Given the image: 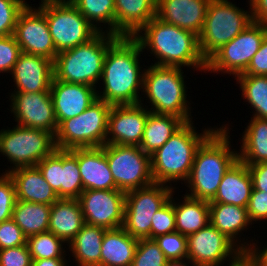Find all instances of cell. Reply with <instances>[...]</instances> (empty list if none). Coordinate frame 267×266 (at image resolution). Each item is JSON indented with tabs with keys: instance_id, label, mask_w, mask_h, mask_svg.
Segmentation results:
<instances>
[{
	"instance_id": "1",
	"label": "cell",
	"mask_w": 267,
	"mask_h": 266,
	"mask_svg": "<svg viewBox=\"0 0 267 266\" xmlns=\"http://www.w3.org/2000/svg\"><path fill=\"white\" fill-rule=\"evenodd\" d=\"M144 51L134 37H119L105 55L97 98L111 105L139 104L144 71L139 57ZM100 92V93H99Z\"/></svg>"
},
{
	"instance_id": "2",
	"label": "cell",
	"mask_w": 267,
	"mask_h": 266,
	"mask_svg": "<svg viewBox=\"0 0 267 266\" xmlns=\"http://www.w3.org/2000/svg\"><path fill=\"white\" fill-rule=\"evenodd\" d=\"M134 38L142 50L149 49L158 60L154 65L170 67H193L206 72L207 61L199 48L195 33L163 22L156 16Z\"/></svg>"
},
{
	"instance_id": "3",
	"label": "cell",
	"mask_w": 267,
	"mask_h": 266,
	"mask_svg": "<svg viewBox=\"0 0 267 266\" xmlns=\"http://www.w3.org/2000/svg\"><path fill=\"white\" fill-rule=\"evenodd\" d=\"M226 124L216 128L198 147L185 186L190 193L185 195L211 201L228 169L239 159L238 151L230 147V131Z\"/></svg>"
},
{
	"instance_id": "4",
	"label": "cell",
	"mask_w": 267,
	"mask_h": 266,
	"mask_svg": "<svg viewBox=\"0 0 267 266\" xmlns=\"http://www.w3.org/2000/svg\"><path fill=\"white\" fill-rule=\"evenodd\" d=\"M193 122H186L162 147L150 155L154 183L173 187L170 183L180 180L185 184L191 172L196 150L216 129L207 127L202 133H198Z\"/></svg>"
},
{
	"instance_id": "5",
	"label": "cell",
	"mask_w": 267,
	"mask_h": 266,
	"mask_svg": "<svg viewBox=\"0 0 267 266\" xmlns=\"http://www.w3.org/2000/svg\"><path fill=\"white\" fill-rule=\"evenodd\" d=\"M119 37L99 32L94 38L57 54L53 62L54 78L66 83L97 87L108 48Z\"/></svg>"
},
{
	"instance_id": "6",
	"label": "cell",
	"mask_w": 267,
	"mask_h": 266,
	"mask_svg": "<svg viewBox=\"0 0 267 266\" xmlns=\"http://www.w3.org/2000/svg\"><path fill=\"white\" fill-rule=\"evenodd\" d=\"M144 70L143 92L151 103L150 112L174 115L185 123L192 121L187 98L185 75L181 67L159 66L153 63ZM188 103V104H187ZM191 117V118H190Z\"/></svg>"
},
{
	"instance_id": "7",
	"label": "cell",
	"mask_w": 267,
	"mask_h": 266,
	"mask_svg": "<svg viewBox=\"0 0 267 266\" xmlns=\"http://www.w3.org/2000/svg\"><path fill=\"white\" fill-rule=\"evenodd\" d=\"M252 22L251 11L241 9L228 0H210L204 27L198 36L202 56L207 61Z\"/></svg>"
},
{
	"instance_id": "8",
	"label": "cell",
	"mask_w": 267,
	"mask_h": 266,
	"mask_svg": "<svg viewBox=\"0 0 267 266\" xmlns=\"http://www.w3.org/2000/svg\"><path fill=\"white\" fill-rule=\"evenodd\" d=\"M111 107V104L97 98L80 115L64 120L55 135L57 149L104 146Z\"/></svg>"
},
{
	"instance_id": "9",
	"label": "cell",
	"mask_w": 267,
	"mask_h": 266,
	"mask_svg": "<svg viewBox=\"0 0 267 266\" xmlns=\"http://www.w3.org/2000/svg\"><path fill=\"white\" fill-rule=\"evenodd\" d=\"M38 8L45 14L57 53L86 43L99 33L71 0H41Z\"/></svg>"
},
{
	"instance_id": "10",
	"label": "cell",
	"mask_w": 267,
	"mask_h": 266,
	"mask_svg": "<svg viewBox=\"0 0 267 266\" xmlns=\"http://www.w3.org/2000/svg\"><path fill=\"white\" fill-rule=\"evenodd\" d=\"M57 149L55 135L43 129L15 125L0 131V154L13 164L3 173L16 168L36 166Z\"/></svg>"
},
{
	"instance_id": "11",
	"label": "cell",
	"mask_w": 267,
	"mask_h": 266,
	"mask_svg": "<svg viewBox=\"0 0 267 266\" xmlns=\"http://www.w3.org/2000/svg\"><path fill=\"white\" fill-rule=\"evenodd\" d=\"M175 187L152 183L126 192L122 228L136 239H151L153 215L169 200Z\"/></svg>"
},
{
	"instance_id": "12",
	"label": "cell",
	"mask_w": 267,
	"mask_h": 266,
	"mask_svg": "<svg viewBox=\"0 0 267 266\" xmlns=\"http://www.w3.org/2000/svg\"><path fill=\"white\" fill-rule=\"evenodd\" d=\"M266 35L267 25L253 21L207 60L206 71L232 74L235 77L242 74Z\"/></svg>"
},
{
	"instance_id": "13",
	"label": "cell",
	"mask_w": 267,
	"mask_h": 266,
	"mask_svg": "<svg viewBox=\"0 0 267 266\" xmlns=\"http://www.w3.org/2000/svg\"><path fill=\"white\" fill-rule=\"evenodd\" d=\"M117 189L128 192L154 183L150 155L139 146H103Z\"/></svg>"
},
{
	"instance_id": "14",
	"label": "cell",
	"mask_w": 267,
	"mask_h": 266,
	"mask_svg": "<svg viewBox=\"0 0 267 266\" xmlns=\"http://www.w3.org/2000/svg\"><path fill=\"white\" fill-rule=\"evenodd\" d=\"M187 259L194 266L235 264L244 253L211 223L187 236ZM232 259V260H231Z\"/></svg>"
},
{
	"instance_id": "15",
	"label": "cell",
	"mask_w": 267,
	"mask_h": 266,
	"mask_svg": "<svg viewBox=\"0 0 267 266\" xmlns=\"http://www.w3.org/2000/svg\"><path fill=\"white\" fill-rule=\"evenodd\" d=\"M126 192L119 189L84 190L78 197L85 224L105 229L123 226Z\"/></svg>"
},
{
	"instance_id": "16",
	"label": "cell",
	"mask_w": 267,
	"mask_h": 266,
	"mask_svg": "<svg viewBox=\"0 0 267 266\" xmlns=\"http://www.w3.org/2000/svg\"><path fill=\"white\" fill-rule=\"evenodd\" d=\"M59 199H78L83 190L77 158L56 149L36 165Z\"/></svg>"
},
{
	"instance_id": "17",
	"label": "cell",
	"mask_w": 267,
	"mask_h": 266,
	"mask_svg": "<svg viewBox=\"0 0 267 266\" xmlns=\"http://www.w3.org/2000/svg\"><path fill=\"white\" fill-rule=\"evenodd\" d=\"M14 38L21 48V52L46 57L53 62L57 51L50 34L45 14L37 7L29 4L20 12Z\"/></svg>"
},
{
	"instance_id": "18",
	"label": "cell",
	"mask_w": 267,
	"mask_h": 266,
	"mask_svg": "<svg viewBox=\"0 0 267 266\" xmlns=\"http://www.w3.org/2000/svg\"><path fill=\"white\" fill-rule=\"evenodd\" d=\"M10 111L16 124L56 135L58 124L50 92H12Z\"/></svg>"
},
{
	"instance_id": "19",
	"label": "cell",
	"mask_w": 267,
	"mask_h": 266,
	"mask_svg": "<svg viewBox=\"0 0 267 266\" xmlns=\"http://www.w3.org/2000/svg\"><path fill=\"white\" fill-rule=\"evenodd\" d=\"M144 106L142 102L112 105L108 114L106 144L140 146L150 113L148 106Z\"/></svg>"
},
{
	"instance_id": "20",
	"label": "cell",
	"mask_w": 267,
	"mask_h": 266,
	"mask_svg": "<svg viewBox=\"0 0 267 266\" xmlns=\"http://www.w3.org/2000/svg\"><path fill=\"white\" fill-rule=\"evenodd\" d=\"M10 75L16 84L13 92H50L54 77L53 61L21 52Z\"/></svg>"
},
{
	"instance_id": "21",
	"label": "cell",
	"mask_w": 267,
	"mask_h": 266,
	"mask_svg": "<svg viewBox=\"0 0 267 266\" xmlns=\"http://www.w3.org/2000/svg\"><path fill=\"white\" fill-rule=\"evenodd\" d=\"M58 126L84 112L96 99L97 88L85 84L66 83L54 77L50 86Z\"/></svg>"
},
{
	"instance_id": "22",
	"label": "cell",
	"mask_w": 267,
	"mask_h": 266,
	"mask_svg": "<svg viewBox=\"0 0 267 266\" xmlns=\"http://www.w3.org/2000/svg\"><path fill=\"white\" fill-rule=\"evenodd\" d=\"M210 0H157L156 17L200 35Z\"/></svg>"
},
{
	"instance_id": "23",
	"label": "cell",
	"mask_w": 267,
	"mask_h": 266,
	"mask_svg": "<svg viewBox=\"0 0 267 266\" xmlns=\"http://www.w3.org/2000/svg\"><path fill=\"white\" fill-rule=\"evenodd\" d=\"M69 151L77 158L83 190L117 189L103 146Z\"/></svg>"
},
{
	"instance_id": "24",
	"label": "cell",
	"mask_w": 267,
	"mask_h": 266,
	"mask_svg": "<svg viewBox=\"0 0 267 266\" xmlns=\"http://www.w3.org/2000/svg\"><path fill=\"white\" fill-rule=\"evenodd\" d=\"M115 35L134 37L156 16L157 0H114Z\"/></svg>"
},
{
	"instance_id": "25",
	"label": "cell",
	"mask_w": 267,
	"mask_h": 266,
	"mask_svg": "<svg viewBox=\"0 0 267 266\" xmlns=\"http://www.w3.org/2000/svg\"><path fill=\"white\" fill-rule=\"evenodd\" d=\"M8 174L14 181L17 200L53 205L59 199L37 166L16 168Z\"/></svg>"
},
{
	"instance_id": "26",
	"label": "cell",
	"mask_w": 267,
	"mask_h": 266,
	"mask_svg": "<svg viewBox=\"0 0 267 266\" xmlns=\"http://www.w3.org/2000/svg\"><path fill=\"white\" fill-rule=\"evenodd\" d=\"M209 208L210 223L245 253L250 248V244L243 240V243H240L239 237L242 231L247 230V227L252 224L247 209L225 203H209Z\"/></svg>"
},
{
	"instance_id": "27",
	"label": "cell",
	"mask_w": 267,
	"mask_h": 266,
	"mask_svg": "<svg viewBox=\"0 0 267 266\" xmlns=\"http://www.w3.org/2000/svg\"><path fill=\"white\" fill-rule=\"evenodd\" d=\"M252 188L248 166L238 159L224 174L215 197L209 203H225L246 208Z\"/></svg>"
},
{
	"instance_id": "28",
	"label": "cell",
	"mask_w": 267,
	"mask_h": 266,
	"mask_svg": "<svg viewBox=\"0 0 267 266\" xmlns=\"http://www.w3.org/2000/svg\"><path fill=\"white\" fill-rule=\"evenodd\" d=\"M85 225L84 216L78 199H58L51 205L49 228L66 245Z\"/></svg>"
},
{
	"instance_id": "29",
	"label": "cell",
	"mask_w": 267,
	"mask_h": 266,
	"mask_svg": "<svg viewBox=\"0 0 267 266\" xmlns=\"http://www.w3.org/2000/svg\"><path fill=\"white\" fill-rule=\"evenodd\" d=\"M138 239L122 227L105 231L101 247V266H131Z\"/></svg>"
},
{
	"instance_id": "30",
	"label": "cell",
	"mask_w": 267,
	"mask_h": 266,
	"mask_svg": "<svg viewBox=\"0 0 267 266\" xmlns=\"http://www.w3.org/2000/svg\"><path fill=\"white\" fill-rule=\"evenodd\" d=\"M107 229L85 224L67 245L77 266H101L102 240Z\"/></svg>"
},
{
	"instance_id": "31",
	"label": "cell",
	"mask_w": 267,
	"mask_h": 266,
	"mask_svg": "<svg viewBox=\"0 0 267 266\" xmlns=\"http://www.w3.org/2000/svg\"><path fill=\"white\" fill-rule=\"evenodd\" d=\"M182 202H175L173 208L176 220V231L188 236L196 233L210 223L209 201L194 199L184 195Z\"/></svg>"
},
{
	"instance_id": "32",
	"label": "cell",
	"mask_w": 267,
	"mask_h": 266,
	"mask_svg": "<svg viewBox=\"0 0 267 266\" xmlns=\"http://www.w3.org/2000/svg\"><path fill=\"white\" fill-rule=\"evenodd\" d=\"M185 122L174 115L150 112L147 117L140 148L148 155L162 147Z\"/></svg>"
},
{
	"instance_id": "33",
	"label": "cell",
	"mask_w": 267,
	"mask_h": 266,
	"mask_svg": "<svg viewBox=\"0 0 267 266\" xmlns=\"http://www.w3.org/2000/svg\"><path fill=\"white\" fill-rule=\"evenodd\" d=\"M248 124L238 158L246 165L267 162V120L252 117Z\"/></svg>"
},
{
	"instance_id": "34",
	"label": "cell",
	"mask_w": 267,
	"mask_h": 266,
	"mask_svg": "<svg viewBox=\"0 0 267 266\" xmlns=\"http://www.w3.org/2000/svg\"><path fill=\"white\" fill-rule=\"evenodd\" d=\"M51 205L17 200L12 219L22 229L26 237L47 232Z\"/></svg>"
},
{
	"instance_id": "35",
	"label": "cell",
	"mask_w": 267,
	"mask_h": 266,
	"mask_svg": "<svg viewBox=\"0 0 267 266\" xmlns=\"http://www.w3.org/2000/svg\"><path fill=\"white\" fill-rule=\"evenodd\" d=\"M71 2L98 32H106L115 35L114 0H71ZM101 23L106 26L103 27L107 28L105 31L101 27L103 26Z\"/></svg>"
},
{
	"instance_id": "36",
	"label": "cell",
	"mask_w": 267,
	"mask_h": 266,
	"mask_svg": "<svg viewBox=\"0 0 267 266\" xmlns=\"http://www.w3.org/2000/svg\"><path fill=\"white\" fill-rule=\"evenodd\" d=\"M235 80L242 90V97L255 110L252 116L267 120V76L240 74Z\"/></svg>"
},
{
	"instance_id": "37",
	"label": "cell",
	"mask_w": 267,
	"mask_h": 266,
	"mask_svg": "<svg viewBox=\"0 0 267 266\" xmlns=\"http://www.w3.org/2000/svg\"><path fill=\"white\" fill-rule=\"evenodd\" d=\"M26 244L32 260L65 259L67 256L63 248L65 242L49 231L27 237Z\"/></svg>"
},
{
	"instance_id": "38",
	"label": "cell",
	"mask_w": 267,
	"mask_h": 266,
	"mask_svg": "<svg viewBox=\"0 0 267 266\" xmlns=\"http://www.w3.org/2000/svg\"><path fill=\"white\" fill-rule=\"evenodd\" d=\"M167 261L154 239H138L131 266H165Z\"/></svg>"
},
{
	"instance_id": "39",
	"label": "cell",
	"mask_w": 267,
	"mask_h": 266,
	"mask_svg": "<svg viewBox=\"0 0 267 266\" xmlns=\"http://www.w3.org/2000/svg\"><path fill=\"white\" fill-rule=\"evenodd\" d=\"M154 240L168 260L187 259V236L174 231L157 236Z\"/></svg>"
},
{
	"instance_id": "40",
	"label": "cell",
	"mask_w": 267,
	"mask_h": 266,
	"mask_svg": "<svg viewBox=\"0 0 267 266\" xmlns=\"http://www.w3.org/2000/svg\"><path fill=\"white\" fill-rule=\"evenodd\" d=\"M27 4L25 0H0V36L13 35L18 16Z\"/></svg>"
},
{
	"instance_id": "41",
	"label": "cell",
	"mask_w": 267,
	"mask_h": 266,
	"mask_svg": "<svg viewBox=\"0 0 267 266\" xmlns=\"http://www.w3.org/2000/svg\"><path fill=\"white\" fill-rule=\"evenodd\" d=\"M173 194L170 200L152 217L151 239L176 231V220L173 208Z\"/></svg>"
},
{
	"instance_id": "42",
	"label": "cell",
	"mask_w": 267,
	"mask_h": 266,
	"mask_svg": "<svg viewBox=\"0 0 267 266\" xmlns=\"http://www.w3.org/2000/svg\"><path fill=\"white\" fill-rule=\"evenodd\" d=\"M17 201L15 185L8 173L0 175V223L12 218Z\"/></svg>"
},
{
	"instance_id": "43",
	"label": "cell",
	"mask_w": 267,
	"mask_h": 266,
	"mask_svg": "<svg viewBox=\"0 0 267 266\" xmlns=\"http://www.w3.org/2000/svg\"><path fill=\"white\" fill-rule=\"evenodd\" d=\"M21 53V48L13 35L0 36V73L12 72Z\"/></svg>"
},
{
	"instance_id": "44",
	"label": "cell",
	"mask_w": 267,
	"mask_h": 266,
	"mask_svg": "<svg viewBox=\"0 0 267 266\" xmlns=\"http://www.w3.org/2000/svg\"><path fill=\"white\" fill-rule=\"evenodd\" d=\"M27 237L11 218L0 223V250L26 245Z\"/></svg>"
},
{
	"instance_id": "45",
	"label": "cell",
	"mask_w": 267,
	"mask_h": 266,
	"mask_svg": "<svg viewBox=\"0 0 267 266\" xmlns=\"http://www.w3.org/2000/svg\"><path fill=\"white\" fill-rule=\"evenodd\" d=\"M0 266H32L27 244L0 250Z\"/></svg>"
},
{
	"instance_id": "46",
	"label": "cell",
	"mask_w": 267,
	"mask_h": 266,
	"mask_svg": "<svg viewBox=\"0 0 267 266\" xmlns=\"http://www.w3.org/2000/svg\"><path fill=\"white\" fill-rule=\"evenodd\" d=\"M251 223L267 219V192L252 188L250 200L246 207Z\"/></svg>"
},
{
	"instance_id": "47",
	"label": "cell",
	"mask_w": 267,
	"mask_h": 266,
	"mask_svg": "<svg viewBox=\"0 0 267 266\" xmlns=\"http://www.w3.org/2000/svg\"><path fill=\"white\" fill-rule=\"evenodd\" d=\"M242 74L267 76V35L262 41L260 49L252 57L247 69Z\"/></svg>"
},
{
	"instance_id": "48",
	"label": "cell",
	"mask_w": 267,
	"mask_h": 266,
	"mask_svg": "<svg viewBox=\"0 0 267 266\" xmlns=\"http://www.w3.org/2000/svg\"><path fill=\"white\" fill-rule=\"evenodd\" d=\"M253 189L267 192V162L247 165Z\"/></svg>"
},
{
	"instance_id": "49",
	"label": "cell",
	"mask_w": 267,
	"mask_h": 266,
	"mask_svg": "<svg viewBox=\"0 0 267 266\" xmlns=\"http://www.w3.org/2000/svg\"><path fill=\"white\" fill-rule=\"evenodd\" d=\"M263 249H259L256 243H250V248L244 253V256L254 266H267V245Z\"/></svg>"
},
{
	"instance_id": "50",
	"label": "cell",
	"mask_w": 267,
	"mask_h": 266,
	"mask_svg": "<svg viewBox=\"0 0 267 266\" xmlns=\"http://www.w3.org/2000/svg\"><path fill=\"white\" fill-rule=\"evenodd\" d=\"M254 22L267 25V0H248Z\"/></svg>"
},
{
	"instance_id": "51",
	"label": "cell",
	"mask_w": 267,
	"mask_h": 266,
	"mask_svg": "<svg viewBox=\"0 0 267 266\" xmlns=\"http://www.w3.org/2000/svg\"><path fill=\"white\" fill-rule=\"evenodd\" d=\"M67 259H40L32 260V266H67Z\"/></svg>"
},
{
	"instance_id": "52",
	"label": "cell",
	"mask_w": 267,
	"mask_h": 266,
	"mask_svg": "<svg viewBox=\"0 0 267 266\" xmlns=\"http://www.w3.org/2000/svg\"><path fill=\"white\" fill-rule=\"evenodd\" d=\"M188 262H187V261ZM187 262V263H186ZM189 263L190 266H194L188 259H182V260H168L167 264L165 266H188Z\"/></svg>"
},
{
	"instance_id": "53",
	"label": "cell",
	"mask_w": 267,
	"mask_h": 266,
	"mask_svg": "<svg viewBox=\"0 0 267 266\" xmlns=\"http://www.w3.org/2000/svg\"><path fill=\"white\" fill-rule=\"evenodd\" d=\"M231 266H254L244 255Z\"/></svg>"
}]
</instances>
